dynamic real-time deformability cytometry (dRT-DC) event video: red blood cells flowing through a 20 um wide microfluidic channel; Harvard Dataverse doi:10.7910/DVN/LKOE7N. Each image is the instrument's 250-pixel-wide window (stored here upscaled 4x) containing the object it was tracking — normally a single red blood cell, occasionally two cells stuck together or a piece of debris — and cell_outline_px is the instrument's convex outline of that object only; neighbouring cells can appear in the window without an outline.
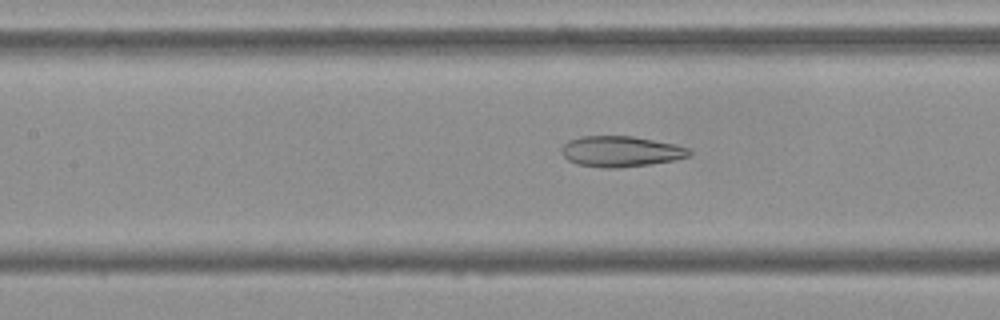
{"species": "Egyptian fruit bat (a non-hibernating species)", "species_latin": "Rousettus aegyptiacus", "temperature_condition": "cold", "stored_images_in_passage": 48, "camera_frame_rate_fps": 3000, "um_per_image_px": 0.085, "frame": {"image": 1, "passage_image": 18, "time_ms": 5.667, "image_size_px": [1000, 320], "cell_outline_px": [[692, 152], [688, 156], [676, 160], [620, 168], [604, 168], [576, 164], [568, 160], [560, 152], [560, 148], [568, 140], [580, 136], [632, 136], [676, 144], [688, 148]], "centroid_in_image_um": [52.74, 12.87], "position_along_channel_um": 154.7, "area_um2": 23.0}}
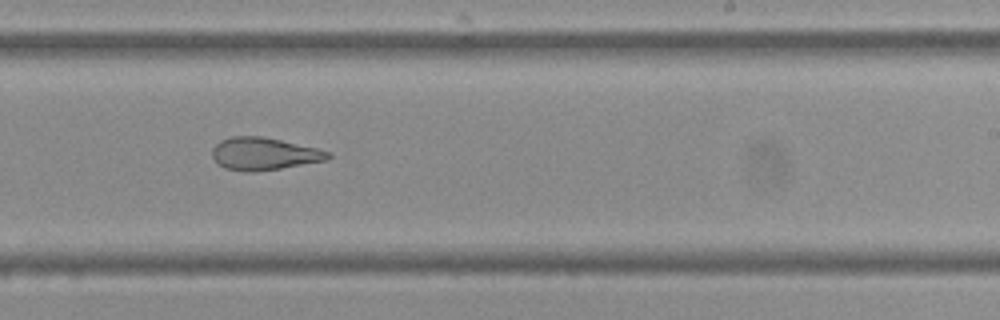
{"frame": {"image": 2, "passage_image": 27, "time_ms": 8.667, "image_size_px": [1000, 320], "cell_outline_px": [[332, 156], [328, 160], [256, 172], [244, 172], [224, 168], [216, 164], [212, 156], [212, 148], [220, 140], [232, 136], [260, 136], [280, 140], [316, 148], [332, 152]], "centroid_in_image_um": [22.41, 13.08], "position_along_channel_um": 266.6, "area_um2": 22.08}}
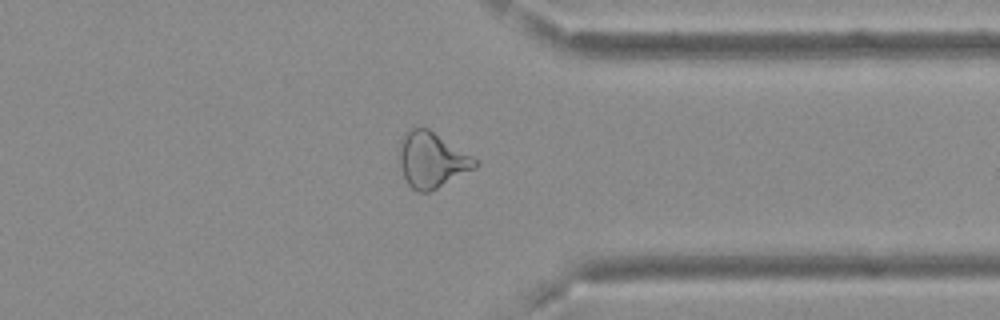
{"frame": {"image": 3, "passage_image": 36, "time_ms": 11.667, "image_size_px": [1000, 320], "cell_outline_px": [[480, 164], [476, 168], [428, 192], [416, 192], [408, 184], [400, 168], [396, 148], [400, 140], [408, 128], [428, 128], [480, 160]], "centroid_in_image_um": [36.68, 13.57], "position_along_channel_um": 374.7, "area_um2": 24.97}, "authors_computed_cell_mechanics": {"area_um2": 25.2008, "velocity_mm_per_s": 3.7386, "shape_relaxation_time_tau1_ms": null, "shape_relaxation_time_tau2_ms": 2.6949, "deformation_change_tau1": null, "deformation_change_tau2": 0.1173}}